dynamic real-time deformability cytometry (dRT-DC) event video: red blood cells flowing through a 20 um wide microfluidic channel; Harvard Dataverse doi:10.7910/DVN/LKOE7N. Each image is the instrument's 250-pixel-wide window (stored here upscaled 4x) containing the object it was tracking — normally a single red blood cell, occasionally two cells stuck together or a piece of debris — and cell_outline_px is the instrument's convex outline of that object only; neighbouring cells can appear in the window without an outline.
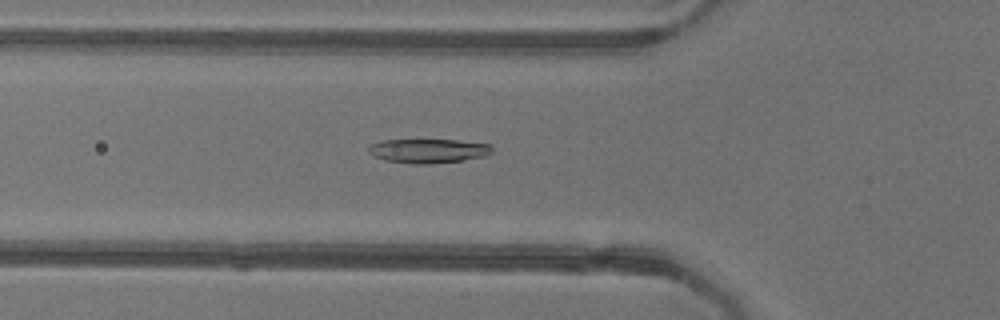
{"species": "common noctule bat (a hibernating species)", "species_latin": "Nyctalus noctula", "temperature_condition": "warm", "stored_images_in_passage": 38, "camera_frame_rate_fps": 3000, "um_per_image_px": 0.085, "animal": {"sex": "female"}, "frame": {"image": 1, "passage_image": 4, "time_ms": 1.0, "image_size_px": [1000, 320], "cell_outline_px": [[492, 152], [484, 156], [460, 160], [428, 164], [412, 164], [384, 160], [372, 156], [368, 152], [368, 148], [372, 144], [380, 140], [456, 140], [492, 144]], "centroid_in_image_um": [36.37, 12.82], "position_along_channel_um": 89.4, "area_um2": 17.4}}
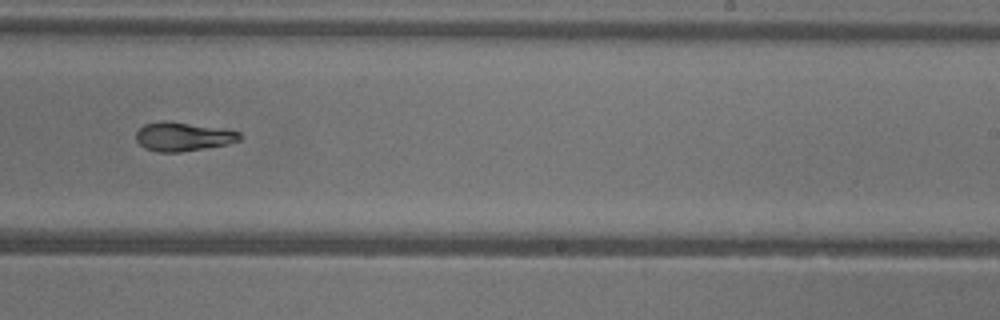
{"frame": {"image": 2, "passage_image": 18, "time_ms": 5.667, "image_size_px": [1000, 320], "cell_outline_px": [[244, 136], [240, 140], [228, 144], [180, 152], [156, 152], [144, 148], [136, 140], [136, 132], [144, 124], [160, 120], [164, 120], [224, 128], [240, 132]], "centroid_in_image_um": [15.57, 11.6], "position_along_channel_um": 273.4, "area_um2": 17.69}}
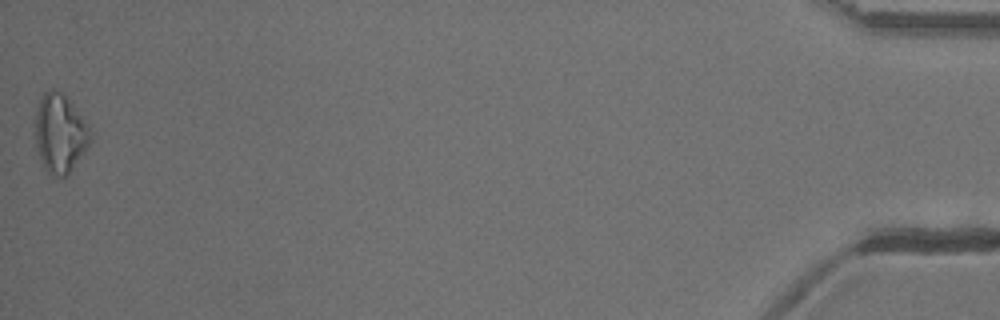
{"frame": {"image": 3, "passage_image": 38, "time_ms": 12.333, "image_size_px": [1000, 320], "cell_outline_px": [[96, 132], [92, 140], [68, 176], [52, 176], [44, 168], [36, 148], [32, 132], [32, 120], [36, 108], [44, 92], [52, 88], [60, 92], [68, 100]], "centroid_in_image_um": [5.08, 11.35], "position_along_channel_um": 430.1, "area_um2": 26.3}, "authors_computed_cell_mechanics": {"area_um2": 17.918, "velocity_mm_per_s": 3.9373, "shape_relaxation_time_tau1_ms": 5.1076, "shape_relaxation_time_tau2_ms": 10.4239, "deformation_change_tau1": 0.1551, "deformation_change_tau2": 0.1717}}